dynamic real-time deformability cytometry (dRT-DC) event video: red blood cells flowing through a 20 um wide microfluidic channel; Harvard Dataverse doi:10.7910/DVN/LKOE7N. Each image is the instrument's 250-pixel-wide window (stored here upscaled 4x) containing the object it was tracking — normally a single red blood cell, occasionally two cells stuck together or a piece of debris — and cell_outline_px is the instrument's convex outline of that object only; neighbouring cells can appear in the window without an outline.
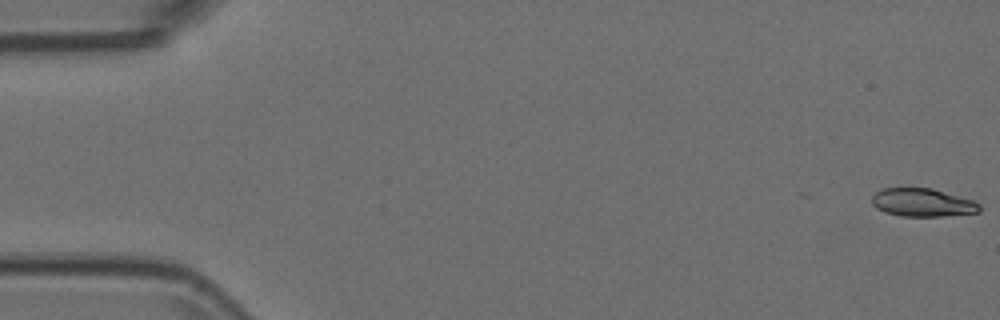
{"species": "Egyptian fruit bat (a non-hibernating species)", "species_latin": "Rousettus aegyptiacus", "temperature_condition": "room temperature", "stored_images_in_passage": 16, "camera_frame_rate_fps": 3000, "um_per_image_px": 0.085, "animal": {"sex": "female"}, "frame": {"image": 1, "passage_image": 1, "time_ms": 0.0, "image_size_px": [1000, 320], "cell_outline_px": [[980, 212], [944, 216], [900, 216], [884, 212], [876, 208], [872, 204], [872, 196], [880, 188], [932, 188], [972, 200], [980, 204]], "centroid_in_image_um": [78.39, 17.22], "position_along_channel_um": 6.6, "area_um2": 17.69}}
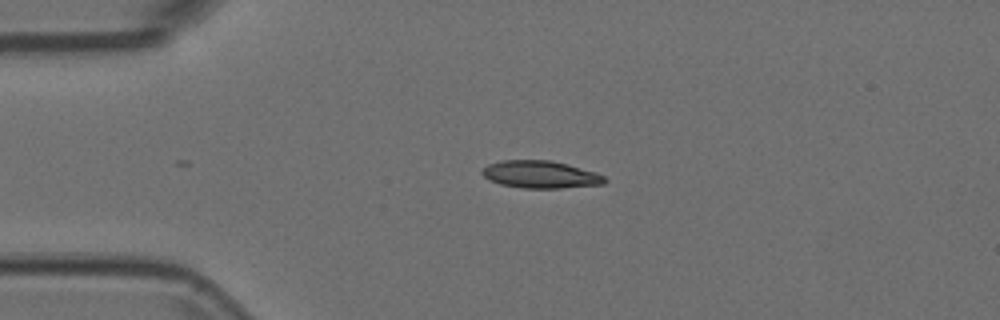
{"frame": {"image": 2, "passage_image": 13, "time_ms": 4.0, "image_size_px": [1000, 320], "cell_outline_px": [[608, 180], [604, 184], [560, 188], [524, 188], [500, 184], [488, 180], [480, 172], [488, 164], [500, 160], [552, 160], [568, 164], [596, 172], [604, 176]], "centroid_in_image_um": [45.94, 14.82], "position_along_channel_um": 39.1, "area_um2": 19.71}}